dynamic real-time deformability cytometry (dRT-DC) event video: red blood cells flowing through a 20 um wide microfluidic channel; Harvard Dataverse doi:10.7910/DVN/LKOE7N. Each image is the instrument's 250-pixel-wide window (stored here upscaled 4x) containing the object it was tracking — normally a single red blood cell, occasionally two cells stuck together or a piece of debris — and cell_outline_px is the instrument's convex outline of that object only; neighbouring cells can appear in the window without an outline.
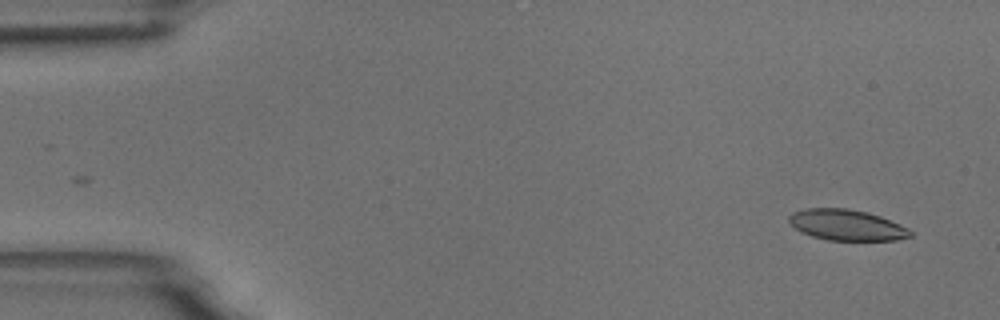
{"species": "common noctule bat (a hibernating species)", "species_latin": "Nyctalus noctula", "temperature_condition": "room temperature", "stored_images_in_passage": 3, "camera_frame_rate_fps": 3000, "um_per_image_px": 0.085, "animal": {"sex": "male", "body_mass_g": 18.8}, "frame": {"image": 1, "passage_image": 3, "time_ms": 2.333, "image_size_px": [1000, 320], "cell_outline_px": [[912, 236], [896, 240], [828, 240], [812, 236], [800, 232], [788, 220], [788, 216], [792, 212], [804, 208], [848, 208], [868, 212], [880, 216], [900, 224], [908, 228], [912, 232]], "centroid_in_image_um": [71.96, 19.11], "position_along_channel_um": 13.0, "area_um2": 21.91}}